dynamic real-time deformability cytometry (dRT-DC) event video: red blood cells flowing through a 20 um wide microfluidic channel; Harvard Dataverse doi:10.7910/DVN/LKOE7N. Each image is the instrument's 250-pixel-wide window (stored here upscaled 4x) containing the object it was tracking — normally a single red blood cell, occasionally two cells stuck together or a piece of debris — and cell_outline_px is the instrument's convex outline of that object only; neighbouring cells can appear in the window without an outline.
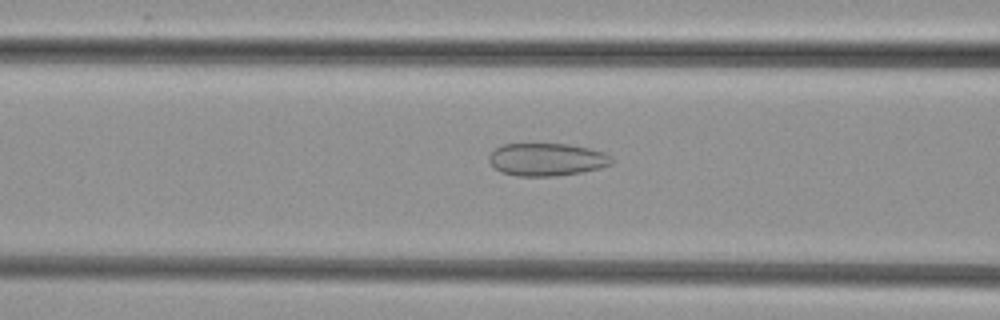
{"species": "common noctule bat (a hibernating species)", "species_latin": "Nyctalus noctula", "temperature_condition": "cold", "stored_images_in_passage": 40, "camera_frame_rate_fps": 3000, "um_per_image_px": 0.085, "animal": {"sex": "female", "body_mass_g": 29.2, "forearm_length_mm": 56.3}, "frame": {"image": 1, "passage_image": 10, "time_ms": 3.0, "image_size_px": [1000, 320], "cell_outline_px": [[616, 160], [612, 164], [600, 168], [580, 172], [556, 176], [516, 176], [500, 172], [488, 160], [488, 156], [496, 148], [504, 144], [568, 144], [588, 148], [604, 152], [612, 156]], "centroid_in_image_um": [46.51, 13.56], "position_along_channel_um": 120.1, "area_um2": 23.47}}
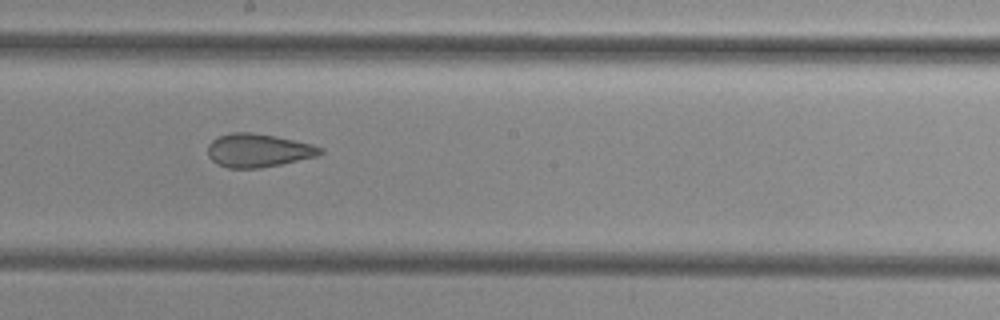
{"frame": {"image": 2, "passage_image": 18, "time_ms": 5.667, "image_size_px": [1000, 320], "cell_outline_px": [[324, 152], [316, 156], [280, 164], [260, 168], [228, 168], [212, 160], [208, 156], [208, 144], [212, 140], [220, 136], [232, 132], [252, 132], [276, 136], [312, 144], [324, 148]], "centroid_in_image_um": [21.96, 12.77], "position_along_channel_um": 226.2, "area_um2": 21.79}}
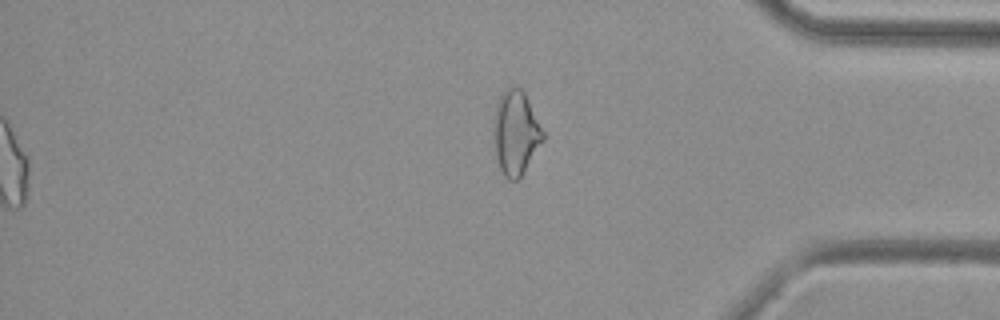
{"frame": {"image": 3, "passage_image": 32, "time_ms": 10.333, "image_size_px": [1000, 320], "cell_outline_px": [[544, 140], [520, 176], [516, 180], [508, 180], [504, 176], [500, 168], [496, 156], [492, 120], [496, 104], [500, 96], [508, 84], [516, 84], [524, 92], [544, 132]], "centroid_in_image_um": [43.81, 11.22], "position_along_channel_um": 391.4, "area_um2": 24.28}}